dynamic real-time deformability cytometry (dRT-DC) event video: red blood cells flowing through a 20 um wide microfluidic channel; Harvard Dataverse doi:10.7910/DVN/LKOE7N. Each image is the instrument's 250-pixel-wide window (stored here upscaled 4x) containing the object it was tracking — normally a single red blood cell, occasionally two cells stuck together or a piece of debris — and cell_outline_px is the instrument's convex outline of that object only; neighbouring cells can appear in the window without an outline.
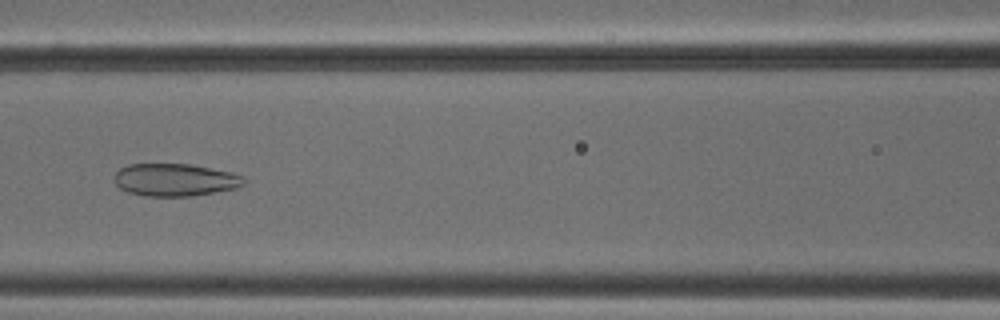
{"species": "common noctule bat (a hibernating species)", "species_latin": "Nyctalus noctula", "temperature_condition": "cold", "stored_images_in_passage": 42, "camera_frame_rate_fps": 3000, "um_per_image_px": 0.085, "animal": {"sex": "male", "body_mass_g": 18.8}, "frame": {"image": 1, "passage_image": 13, "time_ms": 4.0, "image_size_px": [1000, 320], "cell_outline_px": [[244, 184], [236, 188], [192, 196], [144, 196], [128, 192], [120, 188], [112, 180], [116, 172], [120, 168], [128, 164], [188, 164], [232, 172], [244, 176]], "centroid_in_image_um": [14.85, 15.29], "position_along_channel_um": 151.8, "area_um2": 24.62}}
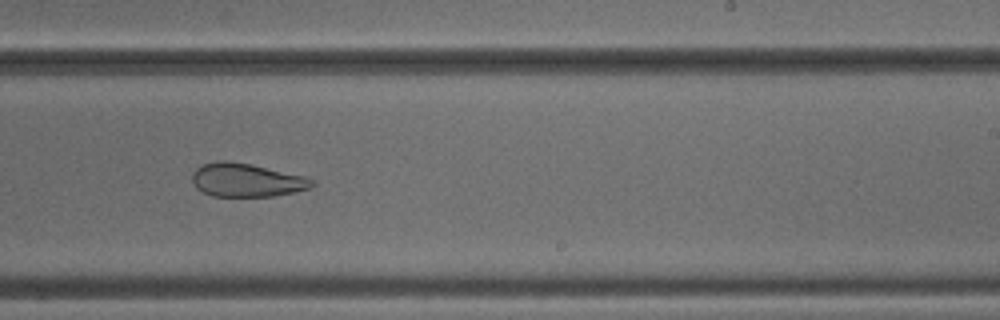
{"frame": {"image": 2, "passage_image": 22, "time_ms": 7.0, "image_size_px": [1000, 320], "cell_outline_px": [[316, 184], [312, 188], [272, 196], [212, 196], [196, 188], [192, 180], [192, 172], [200, 164], [216, 160], [228, 160], [252, 164], [304, 176], [312, 180]], "centroid_in_image_um": [20.92, 15.29], "position_along_channel_um": 268.1, "area_um2": 23.52}}
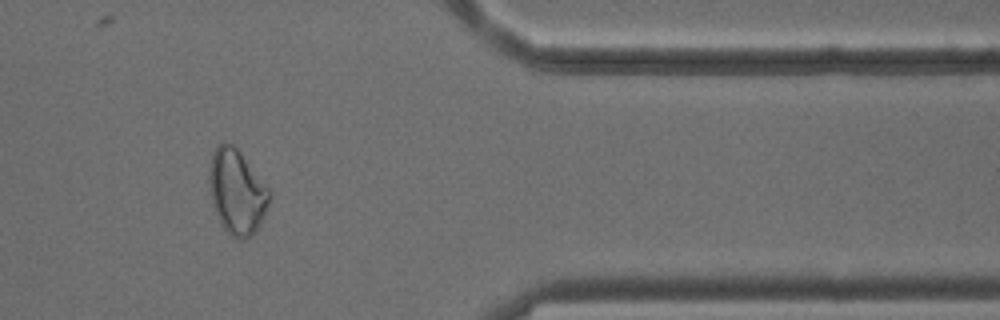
{"frame": {"image": 3, "passage_image": 33, "time_ms": 10.667, "image_size_px": [1000, 320], "cell_outline_px": [[272, 192], [264, 216], [260, 224], [244, 240], [240, 240], [232, 236], [224, 228], [216, 212], [212, 200], [208, 184], [208, 176], [212, 152], [216, 144], [232, 144], [240, 152]], "centroid_in_image_um": [20.12, 16.28], "position_along_channel_um": 391.3, "area_um2": 29.3}, "authors_computed_cell_mechanics": {"area_um2": 27.4261, "velocity_mm_per_s": 3.8932, "shape_relaxation_time_tau1_ms": null, "shape_relaxation_time_tau2_ms": 2.0305, "deformation_change_tau1": null, "deformation_change_tau2": 0.0893}}